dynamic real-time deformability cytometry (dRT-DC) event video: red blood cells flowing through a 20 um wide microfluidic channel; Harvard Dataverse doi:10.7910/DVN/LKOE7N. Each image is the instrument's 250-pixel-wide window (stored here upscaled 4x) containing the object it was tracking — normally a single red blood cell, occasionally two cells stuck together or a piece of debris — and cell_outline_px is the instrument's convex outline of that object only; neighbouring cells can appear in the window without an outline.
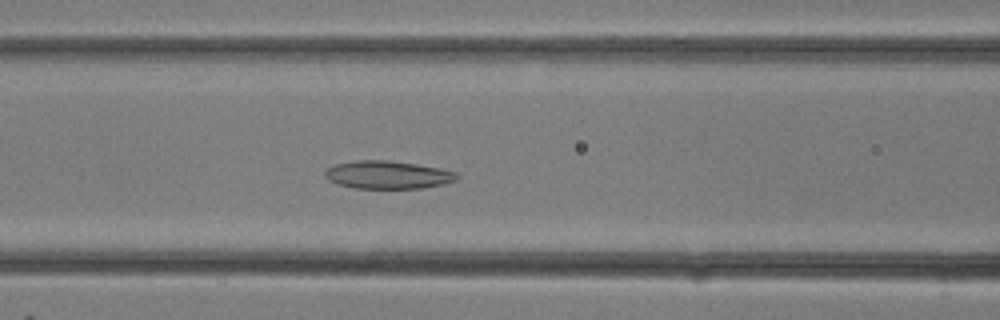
{"species": "common noctule bat (a hibernating species)", "species_latin": "Nyctalus noctula", "temperature_condition": "room temperature", "stored_images_in_passage": 18, "camera_frame_rate_fps": 3000, "um_per_image_px": 0.085, "animal": {"sex": "female"}, "frame": {"image": 1, "passage_image": 13, "time_ms": 4.0, "image_size_px": [1000, 320], "cell_outline_px": [[460, 176], [456, 180], [444, 184], [420, 188], [356, 188], [336, 184], [328, 180], [324, 176], [324, 172], [328, 168], [336, 164], [356, 160], [388, 160], [416, 164], [440, 168], [456, 172]], "centroid_in_image_um": [32.95, 14.86], "position_along_channel_um": 133.6, "area_um2": 21.5}}
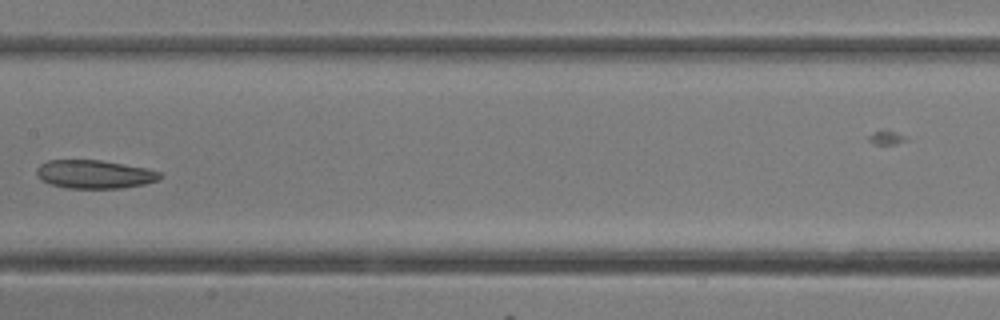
{"frame": {"image": 2, "passage_image": 16, "time_ms": 5.0, "image_size_px": [1000, 320], "cell_outline_px": [[164, 176], [160, 180], [144, 184], [120, 188], [68, 188], [52, 184], [40, 180], [36, 176], [36, 168], [40, 164], [48, 160], [100, 160], [148, 168], [160, 172]], "centroid_in_image_um": [8.05, 14.81], "position_along_channel_um": 199.4, "area_um2": 20.58}}